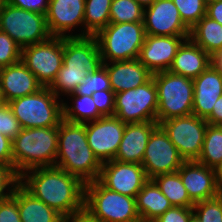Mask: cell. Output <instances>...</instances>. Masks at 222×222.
I'll return each mask as SVG.
<instances>
[{
    "label": "cell",
    "mask_w": 222,
    "mask_h": 222,
    "mask_svg": "<svg viewBox=\"0 0 222 222\" xmlns=\"http://www.w3.org/2000/svg\"><path fill=\"white\" fill-rule=\"evenodd\" d=\"M189 36L146 35L138 60L153 74L168 71L179 46Z\"/></svg>",
    "instance_id": "obj_17"
},
{
    "label": "cell",
    "mask_w": 222,
    "mask_h": 222,
    "mask_svg": "<svg viewBox=\"0 0 222 222\" xmlns=\"http://www.w3.org/2000/svg\"><path fill=\"white\" fill-rule=\"evenodd\" d=\"M125 126L115 115L86 123L88 145L101 163L115 159Z\"/></svg>",
    "instance_id": "obj_14"
},
{
    "label": "cell",
    "mask_w": 222,
    "mask_h": 222,
    "mask_svg": "<svg viewBox=\"0 0 222 222\" xmlns=\"http://www.w3.org/2000/svg\"><path fill=\"white\" fill-rule=\"evenodd\" d=\"M21 61L43 87H49L63 65V37L21 48Z\"/></svg>",
    "instance_id": "obj_10"
},
{
    "label": "cell",
    "mask_w": 222,
    "mask_h": 222,
    "mask_svg": "<svg viewBox=\"0 0 222 222\" xmlns=\"http://www.w3.org/2000/svg\"><path fill=\"white\" fill-rule=\"evenodd\" d=\"M0 81L6 103L36 93L43 87L22 61L0 68Z\"/></svg>",
    "instance_id": "obj_23"
},
{
    "label": "cell",
    "mask_w": 222,
    "mask_h": 222,
    "mask_svg": "<svg viewBox=\"0 0 222 222\" xmlns=\"http://www.w3.org/2000/svg\"><path fill=\"white\" fill-rule=\"evenodd\" d=\"M84 12L85 0H49L45 17L50 34L55 37H84ZM78 26V32H81L74 34Z\"/></svg>",
    "instance_id": "obj_15"
},
{
    "label": "cell",
    "mask_w": 222,
    "mask_h": 222,
    "mask_svg": "<svg viewBox=\"0 0 222 222\" xmlns=\"http://www.w3.org/2000/svg\"><path fill=\"white\" fill-rule=\"evenodd\" d=\"M4 1L12 6L39 14H46L49 5V0H4Z\"/></svg>",
    "instance_id": "obj_43"
},
{
    "label": "cell",
    "mask_w": 222,
    "mask_h": 222,
    "mask_svg": "<svg viewBox=\"0 0 222 222\" xmlns=\"http://www.w3.org/2000/svg\"><path fill=\"white\" fill-rule=\"evenodd\" d=\"M17 204L21 222H65L55 209L33 197L20 184L17 186Z\"/></svg>",
    "instance_id": "obj_25"
},
{
    "label": "cell",
    "mask_w": 222,
    "mask_h": 222,
    "mask_svg": "<svg viewBox=\"0 0 222 222\" xmlns=\"http://www.w3.org/2000/svg\"><path fill=\"white\" fill-rule=\"evenodd\" d=\"M206 16L222 25V0L208 4Z\"/></svg>",
    "instance_id": "obj_45"
},
{
    "label": "cell",
    "mask_w": 222,
    "mask_h": 222,
    "mask_svg": "<svg viewBox=\"0 0 222 222\" xmlns=\"http://www.w3.org/2000/svg\"><path fill=\"white\" fill-rule=\"evenodd\" d=\"M158 95L151 77L135 89L115 93L114 115L125 124L157 121Z\"/></svg>",
    "instance_id": "obj_9"
},
{
    "label": "cell",
    "mask_w": 222,
    "mask_h": 222,
    "mask_svg": "<svg viewBox=\"0 0 222 222\" xmlns=\"http://www.w3.org/2000/svg\"><path fill=\"white\" fill-rule=\"evenodd\" d=\"M151 180L167 197L172 206L194 207L195 203L190 199L178 172L158 175Z\"/></svg>",
    "instance_id": "obj_29"
},
{
    "label": "cell",
    "mask_w": 222,
    "mask_h": 222,
    "mask_svg": "<svg viewBox=\"0 0 222 222\" xmlns=\"http://www.w3.org/2000/svg\"><path fill=\"white\" fill-rule=\"evenodd\" d=\"M63 64L95 72L102 66L100 48L95 36L63 37Z\"/></svg>",
    "instance_id": "obj_20"
},
{
    "label": "cell",
    "mask_w": 222,
    "mask_h": 222,
    "mask_svg": "<svg viewBox=\"0 0 222 222\" xmlns=\"http://www.w3.org/2000/svg\"><path fill=\"white\" fill-rule=\"evenodd\" d=\"M193 212L201 222H222V193L215 198L195 203Z\"/></svg>",
    "instance_id": "obj_36"
},
{
    "label": "cell",
    "mask_w": 222,
    "mask_h": 222,
    "mask_svg": "<svg viewBox=\"0 0 222 222\" xmlns=\"http://www.w3.org/2000/svg\"><path fill=\"white\" fill-rule=\"evenodd\" d=\"M20 185L65 219L84 212L85 184L57 167L34 168L20 175Z\"/></svg>",
    "instance_id": "obj_1"
},
{
    "label": "cell",
    "mask_w": 222,
    "mask_h": 222,
    "mask_svg": "<svg viewBox=\"0 0 222 222\" xmlns=\"http://www.w3.org/2000/svg\"><path fill=\"white\" fill-rule=\"evenodd\" d=\"M213 169L218 189L222 192V160Z\"/></svg>",
    "instance_id": "obj_48"
},
{
    "label": "cell",
    "mask_w": 222,
    "mask_h": 222,
    "mask_svg": "<svg viewBox=\"0 0 222 222\" xmlns=\"http://www.w3.org/2000/svg\"><path fill=\"white\" fill-rule=\"evenodd\" d=\"M0 222H21L17 204V187L11 197L0 200Z\"/></svg>",
    "instance_id": "obj_40"
},
{
    "label": "cell",
    "mask_w": 222,
    "mask_h": 222,
    "mask_svg": "<svg viewBox=\"0 0 222 222\" xmlns=\"http://www.w3.org/2000/svg\"><path fill=\"white\" fill-rule=\"evenodd\" d=\"M65 222H99V221L90 218L87 214L82 212L79 215L65 219Z\"/></svg>",
    "instance_id": "obj_47"
},
{
    "label": "cell",
    "mask_w": 222,
    "mask_h": 222,
    "mask_svg": "<svg viewBox=\"0 0 222 222\" xmlns=\"http://www.w3.org/2000/svg\"><path fill=\"white\" fill-rule=\"evenodd\" d=\"M143 24L146 35L189 36L190 28L182 21L172 0H156L144 9Z\"/></svg>",
    "instance_id": "obj_16"
},
{
    "label": "cell",
    "mask_w": 222,
    "mask_h": 222,
    "mask_svg": "<svg viewBox=\"0 0 222 222\" xmlns=\"http://www.w3.org/2000/svg\"><path fill=\"white\" fill-rule=\"evenodd\" d=\"M158 125L157 121L126 124L115 160L141 164L149 137Z\"/></svg>",
    "instance_id": "obj_21"
},
{
    "label": "cell",
    "mask_w": 222,
    "mask_h": 222,
    "mask_svg": "<svg viewBox=\"0 0 222 222\" xmlns=\"http://www.w3.org/2000/svg\"><path fill=\"white\" fill-rule=\"evenodd\" d=\"M98 111L103 116H114L115 93L112 90H101L92 94Z\"/></svg>",
    "instance_id": "obj_41"
},
{
    "label": "cell",
    "mask_w": 222,
    "mask_h": 222,
    "mask_svg": "<svg viewBox=\"0 0 222 222\" xmlns=\"http://www.w3.org/2000/svg\"><path fill=\"white\" fill-rule=\"evenodd\" d=\"M55 167L78 177L84 184L98 180L102 163L88 145L86 123L64 119L60 122Z\"/></svg>",
    "instance_id": "obj_2"
},
{
    "label": "cell",
    "mask_w": 222,
    "mask_h": 222,
    "mask_svg": "<svg viewBox=\"0 0 222 222\" xmlns=\"http://www.w3.org/2000/svg\"><path fill=\"white\" fill-rule=\"evenodd\" d=\"M60 99L48 87H42L7 104L21 128H44L59 126L63 120L64 100Z\"/></svg>",
    "instance_id": "obj_5"
},
{
    "label": "cell",
    "mask_w": 222,
    "mask_h": 222,
    "mask_svg": "<svg viewBox=\"0 0 222 222\" xmlns=\"http://www.w3.org/2000/svg\"><path fill=\"white\" fill-rule=\"evenodd\" d=\"M112 0H85L84 37L95 36L110 23Z\"/></svg>",
    "instance_id": "obj_30"
},
{
    "label": "cell",
    "mask_w": 222,
    "mask_h": 222,
    "mask_svg": "<svg viewBox=\"0 0 222 222\" xmlns=\"http://www.w3.org/2000/svg\"><path fill=\"white\" fill-rule=\"evenodd\" d=\"M159 125L185 161H197L201 155L208 122L196 115L170 118Z\"/></svg>",
    "instance_id": "obj_11"
},
{
    "label": "cell",
    "mask_w": 222,
    "mask_h": 222,
    "mask_svg": "<svg viewBox=\"0 0 222 222\" xmlns=\"http://www.w3.org/2000/svg\"><path fill=\"white\" fill-rule=\"evenodd\" d=\"M208 124L221 125L222 124V95L218 98L214 104L213 110L210 116L206 119Z\"/></svg>",
    "instance_id": "obj_46"
},
{
    "label": "cell",
    "mask_w": 222,
    "mask_h": 222,
    "mask_svg": "<svg viewBox=\"0 0 222 222\" xmlns=\"http://www.w3.org/2000/svg\"><path fill=\"white\" fill-rule=\"evenodd\" d=\"M149 178L141 164L115 159L102 163L98 181L107 189L136 198Z\"/></svg>",
    "instance_id": "obj_13"
},
{
    "label": "cell",
    "mask_w": 222,
    "mask_h": 222,
    "mask_svg": "<svg viewBox=\"0 0 222 222\" xmlns=\"http://www.w3.org/2000/svg\"><path fill=\"white\" fill-rule=\"evenodd\" d=\"M3 104H6V99L4 97L3 89H2L1 81H0V105H3Z\"/></svg>",
    "instance_id": "obj_51"
},
{
    "label": "cell",
    "mask_w": 222,
    "mask_h": 222,
    "mask_svg": "<svg viewBox=\"0 0 222 222\" xmlns=\"http://www.w3.org/2000/svg\"><path fill=\"white\" fill-rule=\"evenodd\" d=\"M144 9L151 6L156 0H136Z\"/></svg>",
    "instance_id": "obj_50"
},
{
    "label": "cell",
    "mask_w": 222,
    "mask_h": 222,
    "mask_svg": "<svg viewBox=\"0 0 222 222\" xmlns=\"http://www.w3.org/2000/svg\"><path fill=\"white\" fill-rule=\"evenodd\" d=\"M215 1H217V0H203V2H204L206 5H208V4H210V3H213V2H215Z\"/></svg>",
    "instance_id": "obj_53"
},
{
    "label": "cell",
    "mask_w": 222,
    "mask_h": 222,
    "mask_svg": "<svg viewBox=\"0 0 222 222\" xmlns=\"http://www.w3.org/2000/svg\"><path fill=\"white\" fill-rule=\"evenodd\" d=\"M58 152V126L22 128L12 140L13 167L20 176L42 167H54Z\"/></svg>",
    "instance_id": "obj_3"
},
{
    "label": "cell",
    "mask_w": 222,
    "mask_h": 222,
    "mask_svg": "<svg viewBox=\"0 0 222 222\" xmlns=\"http://www.w3.org/2000/svg\"><path fill=\"white\" fill-rule=\"evenodd\" d=\"M179 10L182 21L191 29L206 15L207 5L203 0H172Z\"/></svg>",
    "instance_id": "obj_35"
},
{
    "label": "cell",
    "mask_w": 222,
    "mask_h": 222,
    "mask_svg": "<svg viewBox=\"0 0 222 222\" xmlns=\"http://www.w3.org/2000/svg\"><path fill=\"white\" fill-rule=\"evenodd\" d=\"M193 214V208L172 206L153 222H189Z\"/></svg>",
    "instance_id": "obj_42"
},
{
    "label": "cell",
    "mask_w": 222,
    "mask_h": 222,
    "mask_svg": "<svg viewBox=\"0 0 222 222\" xmlns=\"http://www.w3.org/2000/svg\"><path fill=\"white\" fill-rule=\"evenodd\" d=\"M84 213L99 222H139L136 198L104 187L98 180L85 184Z\"/></svg>",
    "instance_id": "obj_4"
},
{
    "label": "cell",
    "mask_w": 222,
    "mask_h": 222,
    "mask_svg": "<svg viewBox=\"0 0 222 222\" xmlns=\"http://www.w3.org/2000/svg\"><path fill=\"white\" fill-rule=\"evenodd\" d=\"M189 38L212 58L222 51V25L206 15L190 29Z\"/></svg>",
    "instance_id": "obj_27"
},
{
    "label": "cell",
    "mask_w": 222,
    "mask_h": 222,
    "mask_svg": "<svg viewBox=\"0 0 222 222\" xmlns=\"http://www.w3.org/2000/svg\"><path fill=\"white\" fill-rule=\"evenodd\" d=\"M184 162L167 133L158 125L149 137L141 163L149 180L177 172Z\"/></svg>",
    "instance_id": "obj_12"
},
{
    "label": "cell",
    "mask_w": 222,
    "mask_h": 222,
    "mask_svg": "<svg viewBox=\"0 0 222 222\" xmlns=\"http://www.w3.org/2000/svg\"><path fill=\"white\" fill-rule=\"evenodd\" d=\"M192 114L207 119L222 95V72L213 64L193 79Z\"/></svg>",
    "instance_id": "obj_19"
},
{
    "label": "cell",
    "mask_w": 222,
    "mask_h": 222,
    "mask_svg": "<svg viewBox=\"0 0 222 222\" xmlns=\"http://www.w3.org/2000/svg\"><path fill=\"white\" fill-rule=\"evenodd\" d=\"M177 172L194 203L215 198L222 193L218 189L213 168L197 161H185Z\"/></svg>",
    "instance_id": "obj_18"
},
{
    "label": "cell",
    "mask_w": 222,
    "mask_h": 222,
    "mask_svg": "<svg viewBox=\"0 0 222 222\" xmlns=\"http://www.w3.org/2000/svg\"><path fill=\"white\" fill-rule=\"evenodd\" d=\"M67 99H70L71 102L69 103L71 105L66 100L63 101V119L65 121L85 124L103 117L98 111L92 96H81L72 93L67 96Z\"/></svg>",
    "instance_id": "obj_28"
},
{
    "label": "cell",
    "mask_w": 222,
    "mask_h": 222,
    "mask_svg": "<svg viewBox=\"0 0 222 222\" xmlns=\"http://www.w3.org/2000/svg\"><path fill=\"white\" fill-rule=\"evenodd\" d=\"M152 77L158 95V124L170 118L192 114L193 79L170 71L156 72Z\"/></svg>",
    "instance_id": "obj_7"
},
{
    "label": "cell",
    "mask_w": 222,
    "mask_h": 222,
    "mask_svg": "<svg viewBox=\"0 0 222 222\" xmlns=\"http://www.w3.org/2000/svg\"><path fill=\"white\" fill-rule=\"evenodd\" d=\"M19 184L20 176L13 165H0V200L11 197Z\"/></svg>",
    "instance_id": "obj_38"
},
{
    "label": "cell",
    "mask_w": 222,
    "mask_h": 222,
    "mask_svg": "<svg viewBox=\"0 0 222 222\" xmlns=\"http://www.w3.org/2000/svg\"><path fill=\"white\" fill-rule=\"evenodd\" d=\"M0 165H13L12 140L0 133Z\"/></svg>",
    "instance_id": "obj_44"
},
{
    "label": "cell",
    "mask_w": 222,
    "mask_h": 222,
    "mask_svg": "<svg viewBox=\"0 0 222 222\" xmlns=\"http://www.w3.org/2000/svg\"><path fill=\"white\" fill-rule=\"evenodd\" d=\"M114 93L145 84L152 73L138 60L103 62Z\"/></svg>",
    "instance_id": "obj_22"
},
{
    "label": "cell",
    "mask_w": 222,
    "mask_h": 222,
    "mask_svg": "<svg viewBox=\"0 0 222 222\" xmlns=\"http://www.w3.org/2000/svg\"><path fill=\"white\" fill-rule=\"evenodd\" d=\"M212 62L222 72V51L212 58Z\"/></svg>",
    "instance_id": "obj_49"
},
{
    "label": "cell",
    "mask_w": 222,
    "mask_h": 222,
    "mask_svg": "<svg viewBox=\"0 0 222 222\" xmlns=\"http://www.w3.org/2000/svg\"><path fill=\"white\" fill-rule=\"evenodd\" d=\"M222 160V127L208 124L203 148L197 162L214 168Z\"/></svg>",
    "instance_id": "obj_31"
},
{
    "label": "cell",
    "mask_w": 222,
    "mask_h": 222,
    "mask_svg": "<svg viewBox=\"0 0 222 222\" xmlns=\"http://www.w3.org/2000/svg\"><path fill=\"white\" fill-rule=\"evenodd\" d=\"M189 222H201V221L199 220V218H198L195 214H193V215L190 217Z\"/></svg>",
    "instance_id": "obj_52"
},
{
    "label": "cell",
    "mask_w": 222,
    "mask_h": 222,
    "mask_svg": "<svg viewBox=\"0 0 222 222\" xmlns=\"http://www.w3.org/2000/svg\"><path fill=\"white\" fill-rule=\"evenodd\" d=\"M0 31L7 33L21 48L52 37L45 14L12 6L4 0L0 4Z\"/></svg>",
    "instance_id": "obj_8"
},
{
    "label": "cell",
    "mask_w": 222,
    "mask_h": 222,
    "mask_svg": "<svg viewBox=\"0 0 222 222\" xmlns=\"http://www.w3.org/2000/svg\"><path fill=\"white\" fill-rule=\"evenodd\" d=\"M136 205L142 222H153L172 207L170 201L152 180H148L137 193Z\"/></svg>",
    "instance_id": "obj_26"
},
{
    "label": "cell",
    "mask_w": 222,
    "mask_h": 222,
    "mask_svg": "<svg viewBox=\"0 0 222 222\" xmlns=\"http://www.w3.org/2000/svg\"><path fill=\"white\" fill-rule=\"evenodd\" d=\"M145 36L143 22L109 23L95 35L102 62L138 59Z\"/></svg>",
    "instance_id": "obj_6"
},
{
    "label": "cell",
    "mask_w": 222,
    "mask_h": 222,
    "mask_svg": "<svg viewBox=\"0 0 222 222\" xmlns=\"http://www.w3.org/2000/svg\"><path fill=\"white\" fill-rule=\"evenodd\" d=\"M212 63V57L190 38L179 46L168 71L194 79Z\"/></svg>",
    "instance_id": "obj_24"
},
{
    "label": "cell",
    "mask_w": 222,
    "mask_h": 222,
    "mask_svg": "<svg viewBox=\"0 0 222 222\" xmlns=\"http://www.w3.org/2000/svg\"><path fill=\"white\" fill-rule=\"evenodd\" d=\"M21 61V47L7 34L0 31V68Z\"/></svg>",
    "instance_id": "obj_37"
},
{
    "label": "cell",
    "mask_w": 222,
    "mask_h": 222,
    "mask_svg": "<svg viewBox=\"0 0 222 222\" xmlns=\"http://www.w3.org/2000/svg\"><path fill=\"white\" fill-rule=\"evenodd\" d=\"M21 129L19 121L13 115L8 104L0 105V133L13 140Z\"/></svg>",
    "instance_id": "obj_39"
},
{
    "label": "cell",
    "mask_w": 222,
    "mask_h": 222,
    "mask_svg": "<svg viewBox=\"0 0 222 222\" xmlns=\"http://www.w3.org/2000/svg\"><path fill=\"white\" fill-rule=\"evenodd\" d=\"M87 74L86 68L66 67L63 64L55 80L48 88L58 98L64 100L62 96L74 93Z\"/></svg>",
    "instance_id": "obj_32"
},
{
    "label": "cell",
    "mask_w": 222,
    "mask_h": 222,
    "mask_svg": "<svg viewBox=\"0 0 222 222\" xmlns=\"http://www.w3.org/2000/svg\"><path fill=\"white\" fill-rule=\"evenodd\" d=\"M101 90H112L108 73L103 65L95 72L88 73L74 93L92 96L93 93Z\"/></svg>",
    "instance_id": "obj_34"
},
{
    "label": "cell",
    "mask_w": 222,
    "mask_h": 222,
    "mask_svg": "<svg viewBox=\"0 0 222 222\" xmlns=\"http://www.w3.org/2000/svg\"><path fill=\"white\" fill-rule=\"evenodd\" d=\"M144 8L136 0H112L110 23L143 22Z\"/></svg>",
    "instance_id": "obj_33"
}]
</instances>
